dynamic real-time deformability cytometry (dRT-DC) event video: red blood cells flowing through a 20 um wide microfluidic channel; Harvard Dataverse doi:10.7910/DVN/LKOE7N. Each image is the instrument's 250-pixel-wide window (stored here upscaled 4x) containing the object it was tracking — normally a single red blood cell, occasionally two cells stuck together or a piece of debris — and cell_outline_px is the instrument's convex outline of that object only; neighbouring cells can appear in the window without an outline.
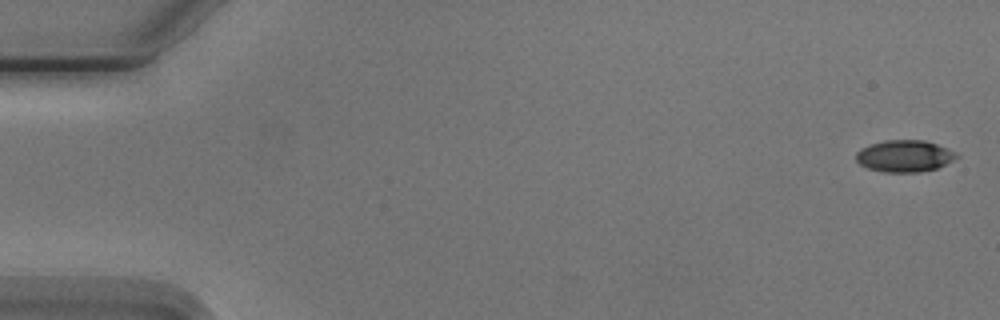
{"species": "Egyptian fruit bat (a non-hibernating species)", "species_latin": "Rousettus aegyptiacus", "temperature_condition": "cold", "stored_images_in_passage": 6, "camera_frame_rate_fps": 3000, "um_per_image_px": 0.085, "animal": {"sex": "male"}, "frame": {"image": 1, "passage_image": 1, "time_ms": 0.0, "image_size_px": [1000, 320], "cell_outline_px": [[960, 156], [936, 168], [920, 172], [884, 172], [868, 168], [860, 164], [856, 160], [856, 152], [860, 148], [884, 140], [924, 140], [936, 144], [956, 152]], "centroid_in_image_um": [76.86, 13.26], "position_along_channel_um": 8.1, "area_um2": 18.5}}